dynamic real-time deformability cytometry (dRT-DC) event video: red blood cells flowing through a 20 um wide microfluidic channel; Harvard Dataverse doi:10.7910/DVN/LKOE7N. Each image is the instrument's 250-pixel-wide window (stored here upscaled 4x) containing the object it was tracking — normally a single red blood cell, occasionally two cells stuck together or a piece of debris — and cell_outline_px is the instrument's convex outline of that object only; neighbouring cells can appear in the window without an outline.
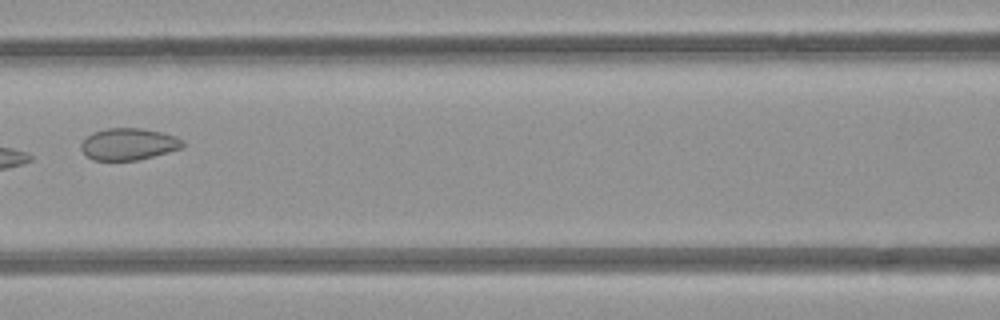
{"species": "common noctule bat (a hibernating species)", "species_latin": "Nyctalus noctula", "temperature_condition": "room temperature", "stored_images_in_passage": 4, "camera_frame_rate_fps": 3000, "um_per_image_px": 0.085, "animal": {"sex": "female", "body_mass_g": 21.9}, "frame": {"image": 1, "passage_image": 3, "time_ms": 2.333, "image_size_px": [1000, 320], "cell_outline_px": [[184, 144], [180, 148], [168, 152], [136, 160], [92, 160], [80, 148], [80, 144], [92, 132], [104, 128], [140, 128], [160, 132], [176, 136], [184, 140]], "centroid_in_image_um": [10.91, 12.24], "position_along_channel_um": 155.7, "area_um2": 18.73}}
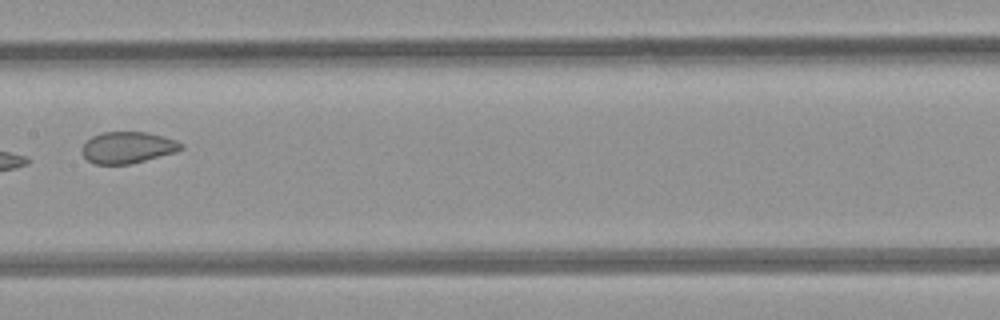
{"frame": {"image": 2, "passage_image": 4, "time_ms": 3.333, "image_size_px": [1000, 320], "cell_outline_px": [[184, 148], [176, 152], [128, 164], [96, 164], [88, 160], [84, 156], [80, 148], [92, 136], [104, 132], [148, 132], [164, 136], [176, 140], [184, 144]], "centroid_in_image_um": [10.87, 12.53], "position_along_channel_um": 196.5, "area_um2": 18.15}}